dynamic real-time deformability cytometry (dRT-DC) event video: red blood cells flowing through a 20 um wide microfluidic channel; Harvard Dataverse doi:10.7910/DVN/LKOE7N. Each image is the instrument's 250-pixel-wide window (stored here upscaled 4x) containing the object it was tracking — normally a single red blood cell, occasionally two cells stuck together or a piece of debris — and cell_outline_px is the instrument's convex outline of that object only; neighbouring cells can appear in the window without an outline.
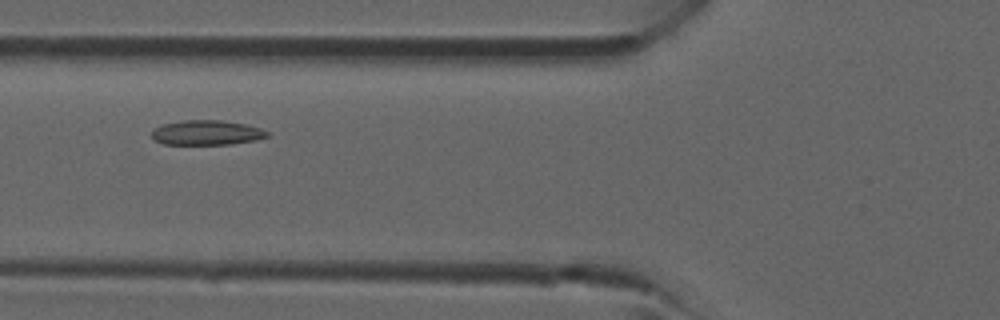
{"species": "common noctule bat (a hibernating species)", "species_latin": "Nyctalus noctula", "temperature_condition": "room temperature", "stored_images_in_passage": 4, "camera_frame_rate_fps": 3000, "um_per_image_px": 0.085, "animal": {"sex": "male", "forearm_length_mm": 52.5}, "frame": {"image": 1, "passage_image": 4, "time_ms": 3.333, "image_size_px": [1000, 320], "cell_outline_px": [[268, 136], [256, 140], [232, 144], [164, 144], [152, 140], [152, 132], [156, 128], [164, 124], [184, 120], [220, 120], [244, 124], [260, 128], [268, 132]], "centroid_in_image_um": [17.56, 11.28], "position_along_channel_um": 108.2, "area_um2": 16.53}}